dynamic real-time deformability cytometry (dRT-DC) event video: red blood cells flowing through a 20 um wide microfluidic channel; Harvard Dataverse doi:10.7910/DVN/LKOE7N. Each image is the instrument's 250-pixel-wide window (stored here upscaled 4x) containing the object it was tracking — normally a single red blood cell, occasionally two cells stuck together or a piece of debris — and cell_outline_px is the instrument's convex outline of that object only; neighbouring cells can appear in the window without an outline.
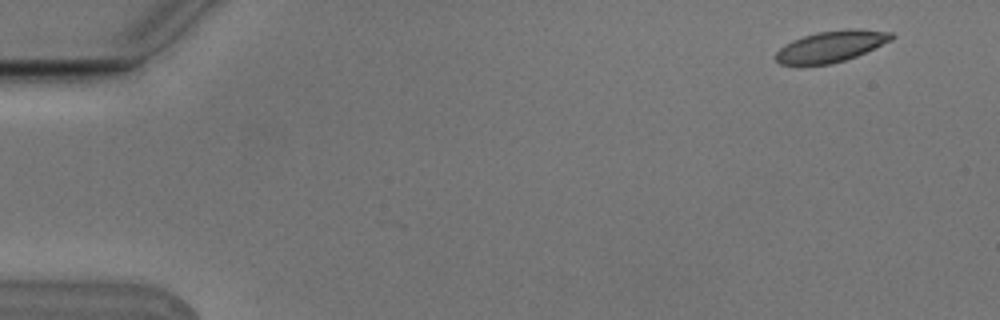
{"species": "Egyptian fruit bat (a non-hibernating species)", "species_latin": "Rousettus aegyptiacus", "temperature_condition": "cold", "stored_images_in_passage": 4, "camera_frame_rate_fps": 3000, "um_per_image_px": 0.085, "animal": {"sex": "male"}, "frame": {"image": 1, "passage_image": 1, "time_ms": 0.0, "image_size_px": [1000, 320], "cell_outline_px": [[896, 36], [892, 40], [856, 56], [832, 64], [780, 64], [776, 60], [776, 52], [784, 44], [792, 40], [816, 32], [848, 28], [856, 28], [892, 32]], "centroid_in_image_um": [70.67, 3.92], "position_along_channel_um": 14.3, "area_um2": 21.04}}
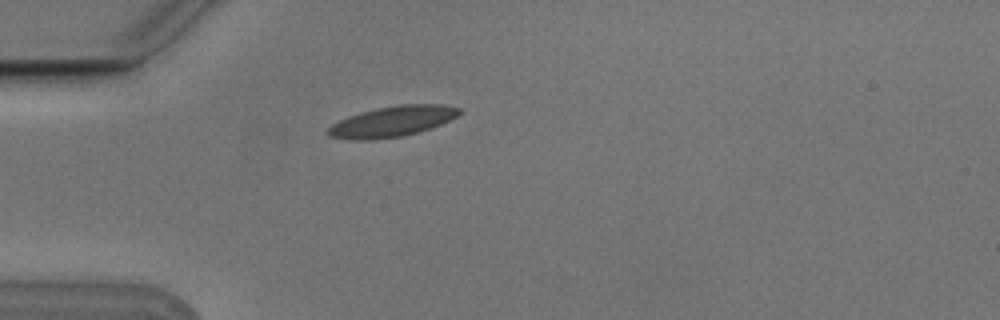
{"frame": {"image": 2, "passage_image": 4, "time_ms": 1.0, "image_size_px": [1000, 320], "cell_outline_px": [[460, 112], [456, 116], [440, 124], [416, 132], [400, 136], [372, 140], [352, 140], [328, 136], [324, 132], [332, 124], [348, 116], [360, 112], [376, 108], [396, 104], [444, 104], [460, 108]], "centroid_in_image_um": [33.27, 10.31], "position_along_channel_um": 51.7, "area_um2": 23.29}}